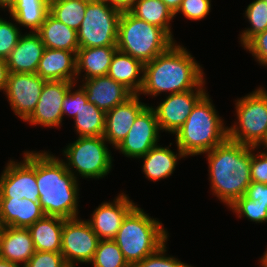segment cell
<instances>
[{"label": "cell", "mask_w": 267, "mask_h": 267, "mask_svg": "<svg viewBox=\"0 0 267 267\" xmlns=\"http://www.w3.org/2000/svg\"><path fill=\"white\" fill-rule=\"evenodd\" d=\"M177 41L144 64L143 86L139 95L157 97L195 89L204 79L202 65ZM170 92V93H169Z\"/></svg>", "instance_id": "1"}, {"label": "cell", "mask_w": 267, "mask_h": 267, "mask_svg": "<svg viewBox=\"0 0 267 267\" xmlns=\"http://www.w3.org/2000/svg\"><path fill=\"white\" fill-rule=\"evenodd\" d=\"M208 161L212 195L228 208L246 194L251 184V146L227 138L211 151L205 152Z\"/></svg>", "instance_id": "2"}, {"label": "cell", "mask_w": 267, "mask_h": 267, "mask_svg": "<svg viewBox=\"0 0 267 267\" xmlns=\"http://www.w3.org/2000/svg\"><path fill=\"white\" fill-rule=\"evenodd\" d=\"M36 182L45 216L79 217L80 181L67 170L62 159L45 150L36 151Z\"/></svg>", "instance_id": "3"}, {"label": "cell", "mask_w": 267, "mask_h": 267, "mask_svg": "<svg viewBox=\"0 0 267 267\" xmlns=\"http://www.w3.org/2000/svg\"><path fill=\"white\" fill-rule=\"evenodd\" d=\"M212 101L206 93L174 133L175 144L187 157L211 151L228 138V126Z\"/></svg>", "instance_id": "4"}, {"label": "cell", "mask_w": 267, "mask_h": 267, "mask_svg": "<svg viewBox=\"0 0 267 267\" xmlns=\"http://www.w3.org/2000/svg\"><path fill=\"white\" fill-rule=\"evenodd\" d=\"M168 237L169 233L162 222L149 216L144 209L136 205L124 218L113 240L132 267L155 253L168 242Z\"/></svg>", "instance_id": "5"}, {"label": "cell", "mask_w": 267, "mask_h": 267, "mask_svg": "<svg viewBox=\"0 0 267 267\" xmlns=\"http://www.w3.org/2000/svg\"><path fill=\"white\" fill-rule=\"evenodd\" d=\"M173 43L175 41L162 28L135 17L129 11L121 13L117 39L119 51L145 64Z\"/></svg>", "instance_id": "6"}, {"label": "cell", "mask_w": 267, "mask_h": 267, "mask_svg": "<svg viewBox=\"0 0 267 267\" xmlns=\"http://www.w3.org/2000/svg\"><path fill=\"white\" fill-rule=\"evenodd\" d=\"M236 121L228 127V138L260 150L267 138V90L258 87L235 100Z\"/></svg>", "instance_id": "7"}, {"label": "cell", "mask_w": 267, "mask_h": 267, "mask_svg": "<svg viewBox=\"0 0 267 267\" xmlns=\"http://www.w3.org/2000/svg\"><path fill=\"white\" fill-rule=\"evenodd\" d=\"M103 136L77 137L63 148L62 159L67 170L78 179H102L113 166L112 152Z\"/></svg>", "instance_id": "8"}, {"label": "cell", "mask_w": 267, "mask_h": 267, "mask_svg": "<svg viewBox=\"0 0 267 267\" xmlns=\"http://www.w3.org/2000/svg\"><path fill=\"white\" fill-rule=\"evenodd\" d=\"M121 13L106 0H89L77 30L79 48L117 46Z\"/></svg>", "instance_id": "9"}, {"label": "cell", "mask_w": 267, "mask_h": 267, "mask_svg": "<svg viewBox=\"0 0 267 267\" xmlns=\"http://www.w3.org/2000/svg\"><path fill=\"white\" fill-rule=\"evenodd\" d=\"M38 189L36 151H24L20 162L10 159L0 175V198H26L39 203Z\"/></svg>", "instance_id": "10"}, {"label": "cell", "mask_w": 267, "mask_h": 267, "mask_svg": "<svg viewBox=\"0 0 267 267\" xmlns=\"http://www.w3.org/2000/svg\"><path fill=\"white\" fill-rule=\"evenodd\" d=\"M99 240L86 219L82 220L80 217L65 219L60 253L67 266L76 267L78 263L89 264Z\"/></svg>", "instance_id": "11"}, {"label": "cell", "mask_w": 267, "mask_h": 267, "mask_svg": "<svg viewBox=\"0 0 267 267\" xmlns=\"http://www.w3.org/2000/svg\"><path fill=\"white\" fill-rule=\"evenodd\" d=\"M204 79L195 89L167 94L163 102L151 108L156 114L160 130L173 134L185 123L196 103L207 93Z\"/></svg>", "instance_id": "12"}, {"label": "cell", "mask_w": 267, "mask_h": 267, "mask_svg": "<svg viewBox=\"0 0 267 267\" xmlns=\"http://www.w3.org/2000/svg\"><path fill=\"white\" fill-rule=\"evenodd\" d=\"M45 82L36 73H9L4 94L13 113L23 122L35 110Z\"/></svg>", "instance_id": "13"}, {"label": "cell", "mask_w": 267, "mask_h": 267, "mask_svg": "<svg viewBox=\"0 0 267 267\" xmlns=\"http://www.w3.org/2000/svg\"><path fill=\"white\" fill-rule=\"evenodd\" d=\"M160 131L156 114L148 104L135 119L127 136L115 149L127 158L138 159L159 144Z\"/></svg>", "instance_id": "14"}, {"label": "cell", "mask_w": 267, "mask_h": 267, "mask_svg": "<svg viewBox=\"0 0 267 267\" xmlns=\"http://www.w3.org/2000/svg\"><path fill=\"white\" fill-rule=\"evenodd\" d=\"M73 84L69 81H46L35 110L24 122L47 128L62 126V102Z\"/></svg>", "instance_id": "15"}, {"label": "cell", "mask_w": 267, "mask_h": 267, "mask_svg": "<svg viewBox=\"0 0 267 267\" xmlns=\"http://www.w3.org/2000/svg\"><path fill=\"white\" fill-rule=\"evenodd\" d=\"M136 205L127 194L121 192L112 202L101 203L86 220L100 240L114 239L124 218Z\"/></svg>", "instance_id": "16"}, {"label": "cell", "mask_w": 267, "mask_h": 267, "mask_svg": "<svg viewBox=\"0 0 267 267\" xmlns=\"http://www.w3.org/2000/svg\"><path fill=\"white\" fill-rule=\"evenodd\" d=\"M140 101L139 94H133L122 104L106 112L104 139L116 148L129 133L137 116L147 107Z\"/></svg>", "instance_id": "17"}, {"label": "cell", "mask_w": 267, "mask_h": 267, "mask_svg": "<svg viewBox=\"0 0 267 267\" xmlns=\"http://www.w3.org/2000/svg\"><path fill=\"white\" fill-rule=\"evenodd\" d=\"M80 83L85 90L88 102L93 103L105 113L133 95L126 87L108 75L81 80Z\"/></svg>", "instance_id": "18"}, {"label": "cell", "mask_w": 267, "mask_h": 267, "mask_svg": "<svg viewBox=\"0 0 267 267\" xmlns=\"http://www.w3.org/2000/svg\"><path fill=\"white\" fill-rule=\"evenodd\" d=\"M45 45L36 32H26L7 57L6 63L12 73H36Z\"/></svg>", "instance_id": "19"}, {"label": "cell", "mask_w": 267, "mask_h": 267, "mask_svg": "<svg viewBox=\"0 0 267 267\" xmlns=\"http://www.w3.org/2000/svg\"><path fill=\"white\" fill-rule=\"evenodd\" d=\"M36 74L46 81L76 83V52L45 48Z\"/></svg>", "instance_id": "20"}, {"label": "cell", "mask_w": 267, "mask_h": 267, "mask_svg": "<svg viewBox=\"0 0 267 267\" xmlns=\"http://www.w3.org/2000/svg\"><path fill=\"white\" fill-rule=\"evenodd\" d=\"M171 145L172 143L167 147L156 145L138 158V160L143 159L142 172L148 180L158 182L172 176L178 160L187 157L178 147V152L171 150Z\"/></svg>", "instance_id": "21"}, {"label": "cell", "mask_w": 267, "mask_h": 267, "mask_svg": "<svg viewBox=\"0 0 267 267\" xmlns=\"http://www.w3.org/2000/svg\"><path fill=\"white\" fill-rule=\"evenodd\" d=\"M44 216L40 203L26 198H0V223L5 227L28 228Z\"/></svg>", "instance_id": "22"}, {"label": "cell", "mask_w": 267, "mask_h": 267, "mask_svg": "<svg viewBox=\"0 0 267 267\" xmlns=\"http://www.w3.org/2000/svg\"><path fill=\"white\" fill-rule=\"evenodd\" d=\"M117 50V46L79 48L76 52V82L79 83L82 72H85L82 80L107 75Z\"/></svg>", "instance_id": "23"}, {"label": "cell", "mask_w": 267, "mask_h": 267, "mask_svg": "<svg viewBox=\"0 0 267 267\" xmlns=\"http://www.w3.org/2000/svg\"><path fill=\"white\" fill-rule=\"evenodd\" d=\"M34 253L33 240L27 228L5 227L0 243V258L24 266Z\"/></svg>", "instance_id": "24"}, {"label": "cell", "mask_w": 267, "mask_h": 267, "mask_svg": "<svg viewBox=\"0 0 267 267\" xmlns=\"http://www.w3.org/2000/svg\"><path fill=\"white\" fill-rule=\"evenodd\" d=\"M144 64L117 50L112 58L108 76L126 87L132 94H139L143 86Z\"/></svg>", "instance_id": "25"}, {"label": "cell", "mask_w": 267, "mask_h": 267, "mask_svg": "<svg viewBox=\"0 0 267 267\" xmlns=\"http://www.w3.org/2000/svg\"><path fill=\"white\" fill-rule=\"evenodd\" d=\"M64 220L57 216H44L27 228L35 251L61 252Z\"/></svg>", "instance_id": "26"}, {"label": "cell", "mask_w": 267, "mask_h": 267, "mask_svg": "<svg viewBox=\"0 0 267 267\" xmlns=\"http://www.w3.org/2000/svg\"><path fill=\"white\" fill-rule=\"evenodd\" d=\"M45 48L77 52L79 49L77 31L58 21L50 13L36 31Z\"/></svg>", "instance_id": "27"}, {"label": "cell", "mask_w": 267, "mask_h": 267, "mask_svg": "<svg viewBox=\"0 0 267 267\" xmlns=\"http://www.w3.org/2000/svg\"><path fill=\"white\" fill-rule=\"evenodd\" d=\"M106 113L88 102L81 86V108L74 118V128L78 137L103 136Z\"/></svg>", "instance_id": "28"}, {"label": "cell", "mask_w": 267, "mask_h": 267, "mask_svg": "<svg viewBox=\"0 0 267 267\" xmlns=\"http://www.w3.org/2000/svg\"><path fill=\"white\" fill-rule=\"evenodd\" d=\"M50 0H17L8 11L17 25L36 32L49 14Z\"/></svg>", "instance_id": "29"}, {"label": "cell", "mask_w": 267, "mask_h": 267, "mask_svg": "<svg viewBox=\"0 0 267 267\" xmlns=\"http://www.w3.org/2000/svg\"><path fill=\"white\" fill-rule=\"evenodd\" d=\"M129 12L149 24L162 28L176 42L170 23L175 16L162 0H136Z\"/></svg>", "instance_id": "30"}, {"label": "cell", "mask_w": 267, "mask_h": 267, "mask_svg": "<svg viewBox=\"0 0 267 267\" xmlns=\"http://www.w3.org/2000/svg\"><path fill=\"white\" fill-rule=\"evenodd\" d=\"M89 0H50L49 13L76 31L84 19Z\"/></svg>", "instance_id": "31"}, {"label": "cell", "mask_w": 267, "mask_h": 267, "mask_svg": "<svg viewBox=\"0 0 267 267\" xmlns=\"http://www.w3.org/2000/svg\"><path fill=\"white\" fill-rule=\"evenodd\" d=\"M243 14L250 27L240 32L238 38L241 46H244L258 33L267 30V3L264 0H254L247 6Z\"/></svg>", "instance_id": "32"}, {"label": "cell", "mask_w": 267, "mask_h": 267, "mask_svg": "<svg viewBox=\"0 0 267 267\" xmlns=\"http://www.w3.org/2000/svg\"><path fill=\"white\" fill-rule=\"evenodd\" d=\"M91 267H131L113 239L99 240Z\"/></svg>", "instance_id": "33"}, {"label": "cell", "mask_w": 267, "mask_h": 267, "mask_svg": "<svg viewBox=\"0 0 267 267\" xmlns=\"http://www.w3.org/2000/svg\"><path fill=\"white\" fill-rule=\"evenodd\" d=\"M230 210L238 218L246 217L249 221L257 223L267 222V207L260 203H254V200L248 199L245 195L237 199L230 207Z\"/></svg>", "instance_id": "34"}, {"label": "cell", "mask_w": 267, "mask_h": 267, "mask_svg": "<svg viewBox=\"0 0 267 267\" xmlns=\"http://www.w3.org/2000/svg\"><path fill=\"white\" fill-rule=\"evenodd\" d=\"M11 19L13 22L0 17V58L4 60L11 54L22 35L15 19L13 17Z\"/></svg>", "instance_id": "35"}, {"label": "cell", "mask_w": 267, "mask_h": 267, "mask_svg": "<svg viewBox=\"0 0 267 267\" xmlns=\"http://www.w3.org/2000/svg\"><path fill=\"white\" fill-rule=\"evenodd\" d=\"M166 244L167 242L163 244L155 253L147 256L140 262L134 264L132 267H194L185 262H181V260L175 258L174 256H168L166 254Z\"/></svg>", "instance_id": "36"}, {"label": "cell", "mask_w": 267, "mask_h": 267, "mask_svg": "<svg viewBox=\"0 0 267 267\" xmlns=\"http://www.w3.org/2000/svg\"><path fill=\"white\" fill-rule=\"evenodd\" d=\"M210 11L211 0H183L174 16L180 13L188 20L200 21L207 17Z\"/></svg>", "instance_id": "37"}, {"label": "cell", "mask_w": 267, "mask_h": 267, "mask_svg": "<svg viewBox=\"0 0 267 267\" xmlns=\"http://www.w3.org/2000/svg\"><path fill=\"white\" fill-rule=\"evenodd\" d=\"M243 48L251 53L259 65L267 67V30L252 37Z\"/></svg>", "instance_id": "38"}, {"label": "cell", "mask_w": 267, "mask_h": 267, "mask_svg": "<svg viewBox=\"0 0 267 267\" xmlns=\"http://www.w3.org/2000/svg\"><path fill=\"white\" fill-rule=\"evenodd\" d=\"M24 267H68L60 252L35 251Z\"/></svg>", "instance_id": "39"}, {"label": "cell", "mask_w": 267, "mask_h": 267, "mask_svg": "<svg viewBox=\"0 0 267 267\" xmlns=\"http://www.w3.org/2000/svg\"><path fill=\"white\" fill-rule=\"evenodd\" d=\"M256 150L258 148L251 147V180L252 182L267 184V157L261 151Z\"/></svg>", "instance_id": "40"}, {"label": "cell", "mask_w": 267, "mask_h": 267, "mask_svg": "<svg viewBox=\"0 0 267 267\" xmlns=\"http://www.w3.org/2000/svg\"><path fill=\"white\" fill-rule=\"evenodd\" d=\"M76 84V85H75ZM77 87V82L74 83L67 94L65 95V98L63 99L62 102V115L65 117L67 116H72L73 119L76 116V113L79 111L81 108V85H78L79 88L74 89Z\"/></svg>", "instance_id": "41"}, {"label": "cell", "mask_w": 267, "mask_h": 267, "mask_svg": "<svg viewBox=\"0 0 267 267\" xmlns=\"http://www.w3.org/2000/svg\"><path fill=\"white\" fill-rule=\"evenodd\" d=\"M245 196L248 199L254 200V203H260L267 207V184L259 182H251L247 188Z\"/></svg>", "instance_id": "42"}, {"label": "cell", "mask_w": 267, "mask_h": 267, "mask_svg": "<svg viewBox=\"0 0 267 267\" xmlns=\"http://www.w3.org/2000/svg\"><path fill=\"white\" fill-rule=\"evenodd\" d=\"M9 73L6 60L0 58V92L6 89Z\"/></svg>", "instance_id": "43"}, {"label": "cell", "mask_w": 267, "mask_h": 267, "mask_svg": "<svg viewBox=\"0 0 267 267\" xmlns=\"http://www.w3.org/2000/svg\"><path fill=\"white\" fill-rule=\"evenodd\" d=\"M113 8L121 12L129 11L136 0H106Z\"/></svg>", "instance_id": "44"}, {"label": "cell", "mask_w": 267, "mask_h": 267, "mask_svg": "<svg viewBox=\"0 0 267 267\" xmlns=\"http://www.w3.org/2000/svg\"><path fill=\"white\" fill-rule=\"evenodd\" d=\"M166 6L175 14L183 0H162Z\"/></svg>", "instance_id": "45"}, {"label": "cell", "mask_w": 267, "mask_h": 267, "mask_svg": "<svg viewBox=\"0 0 267 267\" xmlns=\"http://www.w3.org/2000/svg\"><path fill=\"white\" fill-rule=\"evenodd\" d=\"M17 0H0V9L3 11H9Z\"/></svg>", "instance_id": "46"}, {"label": "cell", "mask_w": 267, "mask_h": 267, "mask_svg": "<svg viewBox=\"0 0 267 267\" xmlns=\"http://www.w3.org/2000/svg\"><path fill=\"white\" fill-rule=\"evenodd\" d=\"M0 267H24V266L21 264L13 263V262L0 258Z\"/></svg>", "instance_id": "47"}, {"label": "cell", "mask_w": 267, "mask_h": 267, "mask_svg": "<svg viewBox=\"0 0 267 267\" xmlns=\"http://www.w3.org/2000/svg\"><path fill=\"white\" fill-rule=\"evenodd\" d=\"M259 266L260 267H267V248L266 251L264 252L263 256L259 260Z\"/></svg>", "instance_id": "48"}, {"label": "cell", "mask_w": 267, "mask_h": 267, "mask_svg": "<svg viewBox=\"0 0 267 267\" xmlns=\"http://www.w3.org/2000/svg\"><path fill=\"white\" fill-rule=\"evenodd\" d=\"M4 229H5V226H3L1 223H0V243H1V238H2V234L4 232Z\"/></svg>", "instance_id": "49"}, {"label": "cell", "mask_w": 267, "mask_h": 267, "mask_svg": "<svg viewBox=\"0 0 267 267\" xmlns=\"http://www.w3.org/2000/svg\"><path fill=\"white\" fill-rule=\"evenodd\" d=\"M261 147H263L264 149L267 148V138H266V140L264 141V143L261 145Z\"/></svg>", "instance_id": "50"}, {"label": "cell", "mask_w": 267, "mask_h": 267, "mask_svg": "<svg viewBox=\"0 0 267 267\" xmlns=\"http://www.w3.org/2000/svg\"><path fill=\"white\" fill-rule=\"evenodd\" d=\"M261 152L267 157V148L265 150H261Z\"/></svg>", "instance_id": "51"}]
</instances>
